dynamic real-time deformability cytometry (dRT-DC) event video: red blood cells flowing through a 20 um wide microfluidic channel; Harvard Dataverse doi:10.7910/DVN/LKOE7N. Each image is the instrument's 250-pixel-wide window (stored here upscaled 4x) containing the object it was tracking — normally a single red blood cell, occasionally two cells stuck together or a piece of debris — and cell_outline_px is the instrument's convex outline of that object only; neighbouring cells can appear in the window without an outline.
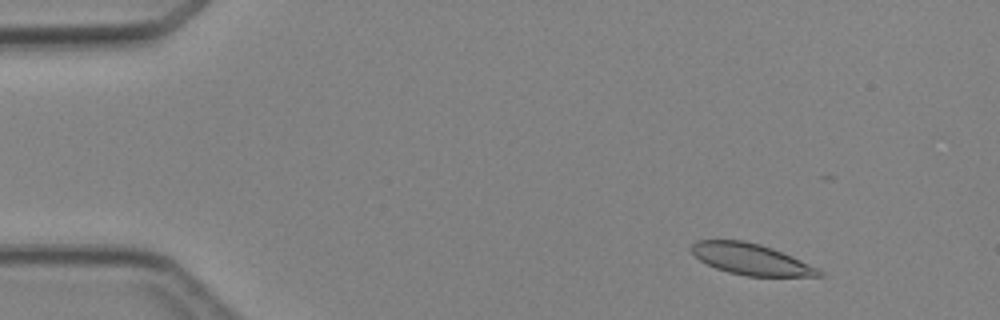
{"species": "Egyptian fruit bat (a non-hibernating species)", "species_latin": "Rousettus aegyptiacus", "temperature_condition": "cold", "stored_images_in_passage": 4, "camera_frame_rate_fps": 3000, "um_per_image_px": 0.085, "animal": {"sex": "female"}, "frame": {"image": 1, "passage_image": 2, "time_ms": 1.0, "image_size_px": [1000, 320], "cell_outline_px": [[824, 276], [744, 276], [728, 272], [716, 268], [700, 260], [688, 248], [696, 240], [744, 240], [760, 244], [772, 248], [792, 256], [824, 272]], "centroid_in_image_um": [63.8, 22.02], "position_along_channel_um": 21.2, "area_um2": 23.06}}